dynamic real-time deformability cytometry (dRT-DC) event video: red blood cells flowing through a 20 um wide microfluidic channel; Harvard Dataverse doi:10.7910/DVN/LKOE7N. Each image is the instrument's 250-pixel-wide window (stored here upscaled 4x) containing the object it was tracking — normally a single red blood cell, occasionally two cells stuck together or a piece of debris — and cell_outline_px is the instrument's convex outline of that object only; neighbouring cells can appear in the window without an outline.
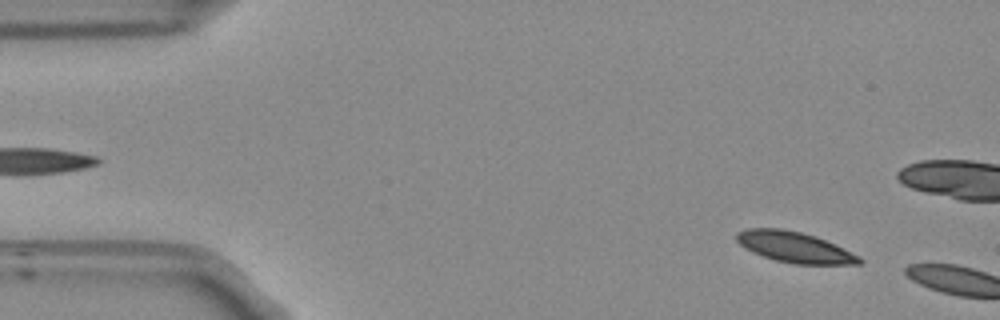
{"species": "Egyptian fruit bat (a non-hibernating species)", "species_latin": "Rousettus aegyptiacus", "temperature_condition": "room temperature", "stored_images_in_passage": 7, "camera_frame_rate_fps": 3000, "um_per_image_px": 0.085, "frame": {"image": 1, "passage_image": 4, "time_ms": 1.0, "image_size_px": [1000, 320], "cell_outline_px": [[864, 260], [860, 264], [796, 264], [776, 260], [764, 256], [744, 248], [736, 240], [736, 232], [744, 228], [780, 228], [800, 232], [816, 236], [860, 256]], "centroid_in_image_um": [67.52, 21.0], "position_along_channel_um": 17.5, "area_um2": 21.85}}